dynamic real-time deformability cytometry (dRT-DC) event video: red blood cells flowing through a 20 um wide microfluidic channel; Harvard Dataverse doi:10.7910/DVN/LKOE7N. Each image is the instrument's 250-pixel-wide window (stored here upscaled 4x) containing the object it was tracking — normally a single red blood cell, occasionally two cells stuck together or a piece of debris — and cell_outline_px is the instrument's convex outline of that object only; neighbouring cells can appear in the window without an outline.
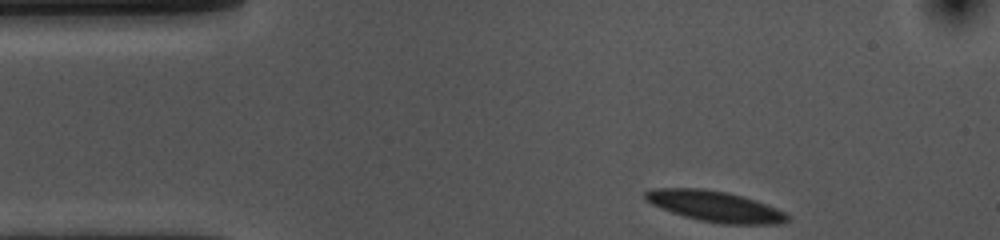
{"species": "common noctule bat (a hibernating species)", "species_latin": "Nyctalus noctula", "temperature_condition": "cold", "stored_images_in_passage": 39, "camera_frame_rate_fps": 3000, "um_per_image_px": 0.085, "animal": {"sex": "female", "body_mass_g": 10.0, "forearm_length_mm": 53.1}, "frame": {"image": 1, "passage_image": 1, "time_ms": 0.0, "image_size_px": [1000, 240], "cell_outline_px": [[788, 220], [764, 224], [724, 224], [700, 220], [684, 216], [672, 212], [652, 204], [644, 196], [644, 192], [660, 188], [700, 188], [724, 192], [740, 196], [764, 204], [784, 212], [788, 216]], "centroid_in_image_um": [60.71, 17.53], "position_along_channel_um": 24.3, "area_um2": 24.51}}
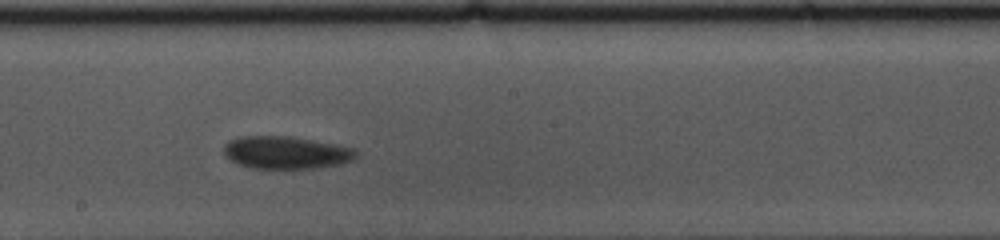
{"frame": {"image": 2, "passage_image": 23, "time_ms": 7.333, "image_size_px": [1000, 240], "cell_outline_px": [[360, 152], [352, 160], [340, 164], [312, 168], [252, 168], [240, 164], [232, 160], [224, 152], [224, 148], [228, 140], [240, 136], [288, 136], [356, 148]], "centroid_in_image_um": [24.34, 12.96], "position_along_channel_um": 223.9, "area_um2": 24.85}}
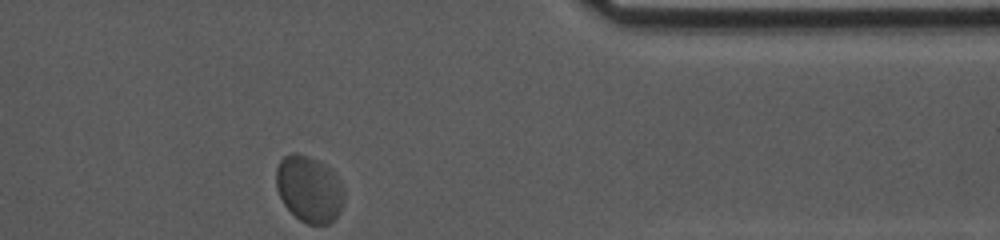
{"frame": {"image": 3, "passage_image": 39, "time_ms": 12.667, "image_size_px": [1000, 240], "cell_outline_px": [[344, 200], [336, 216], [328, 224], [308, 224], [300, 220], [284, 204], [276, 188], [276, 168], [280, 160], [284, 156], [292, 152], [296, 152], [308, 156], [324, 164], [340, 180], [344, 188]], "centroid_in_image_um": [26.26, 16.05], "position_along_channel_um": 385.1, "area_um2": 26.13}, "authors_computed_cell_mechanics": {"area_um2": 24.5072, "velocity_mm_per_s": 3.4457, "shape_relaxation_time_tau1_ms": 4.6531, "shape_relaxation_time_tau2_ms": null, "deformation_change_tau1": 0.0633, "deformation_change_tau2": null}}